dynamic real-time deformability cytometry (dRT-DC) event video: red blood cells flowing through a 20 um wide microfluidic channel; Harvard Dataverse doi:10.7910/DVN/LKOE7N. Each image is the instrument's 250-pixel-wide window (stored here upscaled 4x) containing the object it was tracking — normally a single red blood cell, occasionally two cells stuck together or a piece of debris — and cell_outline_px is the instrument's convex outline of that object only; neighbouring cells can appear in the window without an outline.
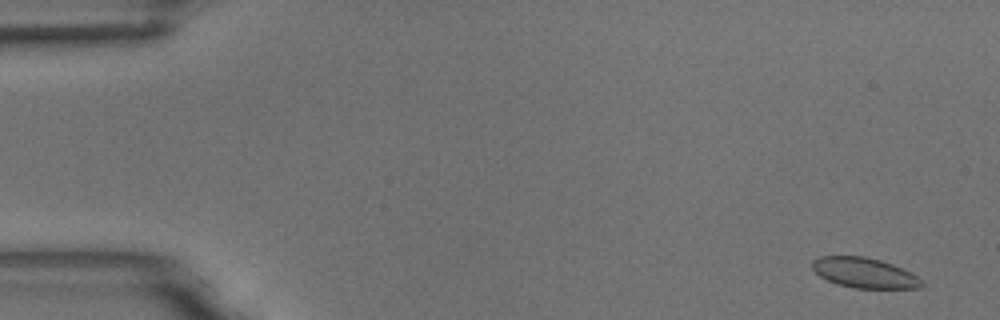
{"species": "common noctule bat (a hibernating species)", "species_latin": "Nyctalus noctula", "temperature_condition": "room temperature", "stored_images_in_passage": 59, "camera_frame_rate_fps": 3000, "um_per_image_px": 0.085, "animal": {"sex": "male", "body_mass_g": 18.8}, "frame": {"image": 1, "passage_image": 3, "time_ms": 0.667, "image_size_px": [1000, 320], "cell_outline_px": [[924, 284], [920, 288], [852, 288], [836, 284], [820, 276], [812, 268], [812, 260], [820, 256], [864, 256], [880, 260], [892, 264], [924, 280]], "centroid_in_image_um": [73.46, 23.19], "position_along_channel_um": 11.5, "area_um2": 19.19}}
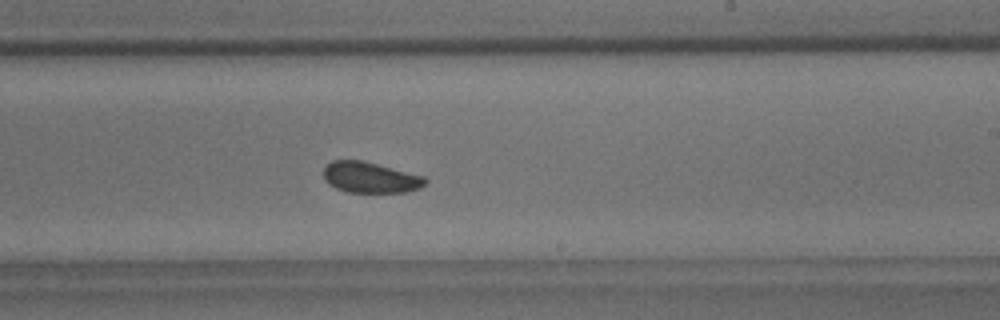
{"frame": {"image": 2, "passage_image": 36, "time_ms": 11.667, "image_size_px": [1000, 320], "cell_outline_px": [[428, 184], [420, 188], [408, 192], [348, 192], [336, 188], [328, 184], [324, 180], [324, 168], [332, 160], [360, 160], [424, 176], [428, 180]], "centroid_in_image_um": [31.49, 15.09], "position_along_channel_um": 257.5, "area_um2": 18.26}}
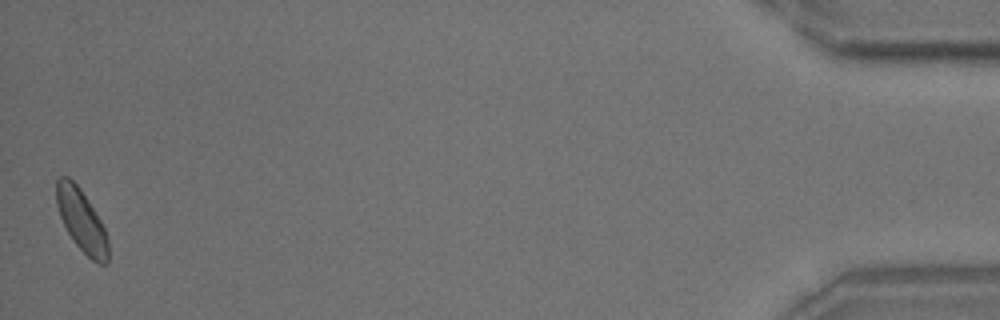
{"frame": {"image": 3, "passage_image": 59, "time_ms": 19.333, "image_size_px": [1000, 320], "cell_outline_px": [[108, 264], [100, 264], [92, 260], [76, 244], [68, 232], [60, 216], [56, 204], [56, 180], [60, 176], [68, 176], [80, 188], [100, 220], [104, 228], [108, 240]], "centroid_in_image_um": [6.92, 18.73], "position_along_channel_um": 428.3, "area_um2": 18.5}, "authors_computed_cell_mechanics": {"area_um2": 19.1896, "velocity_mm_per_s": 3.4241, "shape_relaxation_time_tau1_ms": 8.6203, "shape_relaxation_time_tau2_ms": 1.0416, "deformation_change_tau1": 0.0876, "deformation_change_tau2": 0.0596}}